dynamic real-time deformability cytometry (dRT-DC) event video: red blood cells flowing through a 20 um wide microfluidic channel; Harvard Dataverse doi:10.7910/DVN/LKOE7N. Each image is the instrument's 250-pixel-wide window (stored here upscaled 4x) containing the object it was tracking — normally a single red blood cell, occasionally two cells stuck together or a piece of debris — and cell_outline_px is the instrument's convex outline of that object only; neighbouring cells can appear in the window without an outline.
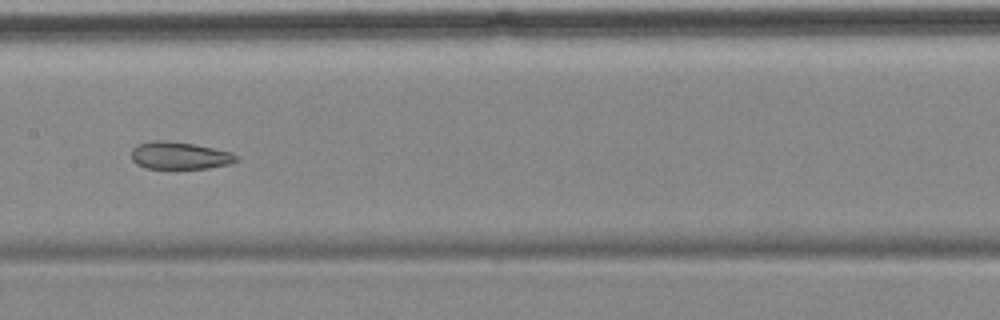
{"species": "common noctule bat (a hibernating species)", "species_latin": "Nyctalus noctula", "temperature_condition": "cold", "stored_images_in_passage": 14, "camera_frame_rate_fps": 3000, "um_per_image_px": 0.085, "animal": {"sex": "female", "body_mass_g": 18.4}, "frame": {"image": 1, "passage_image": 8, "time_ms": 9.0, "image_size_px": [1000, 320], "cell_outline_px": [[240, 160], [228, 164], [208, 168], [176, 172], [144, 168], [136, 164], [132, 160], [132, 148], [136, 144], [156, 140], [168, 140], [192, 144], [232, 152], [240, 156]], "centroid_in_image_um": [15.25, 13.28], "position_along_channel_um": 192.1, "area_um2": 17.74}}
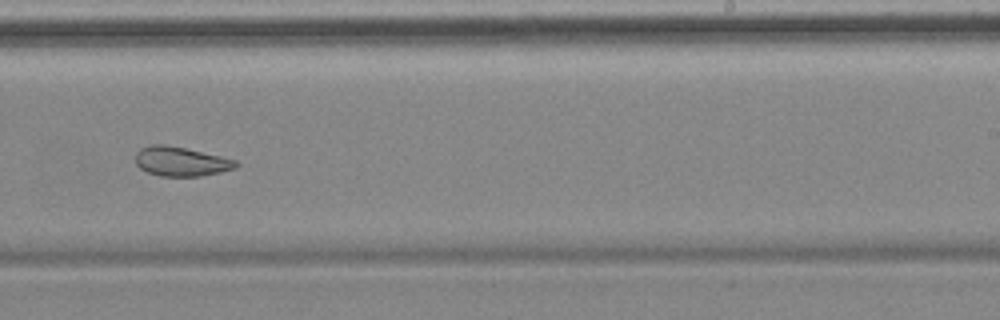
{"frame": {"image": 2, "passage_image": 10, "time_ms": 11.333, "image_size_px": [1000, 320], "cell_outline_px": [[240, 164], [236, 168], [220, 172], [200, 176], [160, 176], [148, 172], [140, 168], [136, 164], [136, 152], [140, 148], [148, 144], [164, 144], [184, 148], [220, 156], [236, 160]], "centroid_in_image_um": [15.37, 13.72], "position_along_channel_um": 273.6, "area_um2": 17.17}, "authors_computed_cell_mechanics": {"area_um2": 20.8658, "velocity_mm_per_s": 3.5093, "shape_relaxation_time_tau1_ms": null, "shape_relaxation_time_tau2_ms": 2.5397, "deformation_change_tau1": null, "deformation_change_tau2": 0.0621}}